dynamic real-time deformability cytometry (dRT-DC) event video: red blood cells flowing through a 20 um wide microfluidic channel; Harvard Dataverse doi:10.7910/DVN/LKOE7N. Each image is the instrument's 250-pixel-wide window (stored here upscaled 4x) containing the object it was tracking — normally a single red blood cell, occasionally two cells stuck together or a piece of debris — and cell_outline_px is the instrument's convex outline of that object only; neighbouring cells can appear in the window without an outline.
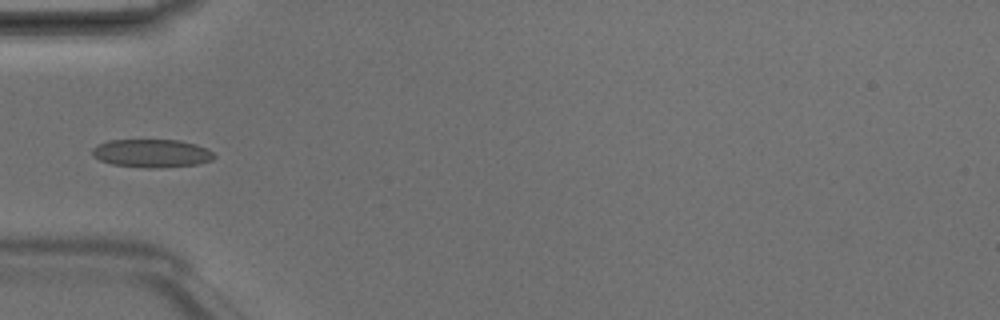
{"species": "Egyptian fruit bat (a non-hibernating species)", "species_latin": "Rousettus aegyptiacus", "temperature_condition": "room temperature", "stored_images_in_passage": 4, "camera_frame_rate_fps": 3000, "um_per_image_px": 0.085, "animal": {"sex": "male"}, "frame": {"image": 1, "passage_image": 4, "time_ms": 1.0, "image_size_px": [1000, 320], "cell_outline_px": [[216, 156], [212, 160], [196, 164], [160, 168], [148, 168], [112, 164], [100, 160], [92, 156], [92, 148], [96, 144], [108, 140], [180, 140], [196, 144], [208, 148]], "centroid_in_image_um": [12.89, 13.02], "position_along_channel_um": 72.1, "area_um2": 20.17}}